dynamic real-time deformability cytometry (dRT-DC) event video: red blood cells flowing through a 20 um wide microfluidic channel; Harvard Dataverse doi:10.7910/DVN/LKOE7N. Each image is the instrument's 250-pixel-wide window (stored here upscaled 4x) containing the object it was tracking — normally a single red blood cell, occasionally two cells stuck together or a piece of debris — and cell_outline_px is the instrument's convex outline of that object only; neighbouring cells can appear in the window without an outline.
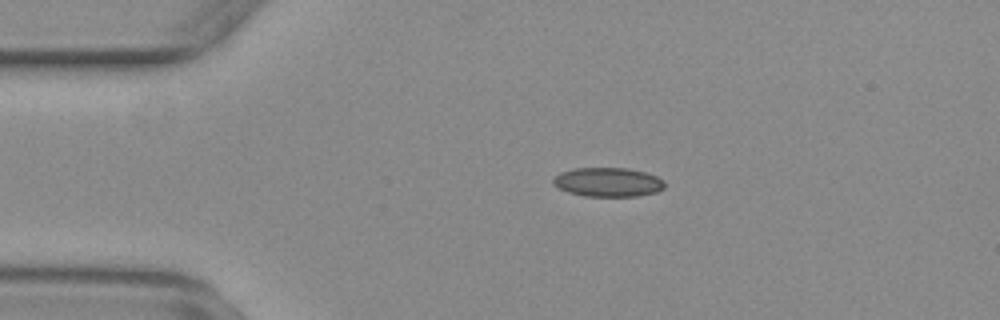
{"species": "common noctule bat (a hibernating species)", "species_latin": "Nyctalus noctula", "temperature_condition": "warm", "stored_images_in_passage": 49, "camera_frame_rate_fps": 3000, "um_per_image_px": 0.085, "animal": {"sex": "female", "body_mass_g": 29.2, "forearm_length_mm": 56.3}, "frame": {"image": 1, "passage_image": 5, "time_ms": 1.333, "image_size_px": [1000, 320], "cell_outline_px": [[664, 188], [656, 192], [636, 196], [584, 196], [568, 192], [552, 184], [552, 180], [560, 172], [576, 168], [624, 168], [644, 172], [656, 176], [664, 180]], "centroid_in_image_um": [51.67, 15.48], "position_along_channel_um": 33.3, "area_um2": 18.79}}
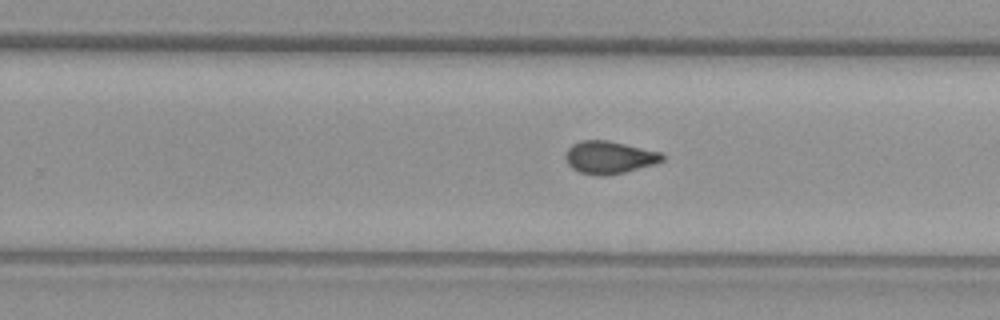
{"frame": {"image": 2, "passage_image": 28, "time_ms": 9.0, "image_size_px": [1000, 320], "cell_outline_px": [[664, 160], [652, 164], [624, 172], [604, 176], [596, 176], [580, 172], [572, 168], [564, 160], [564, 156], [568, 148], [572, 144], [580, 140], [608, 140], [660, 152], [664, 156]], "centroid_in_image_um": [51.72, 13.37], "position_along_channel_um": 278.1, "area_um2": 18.32}}
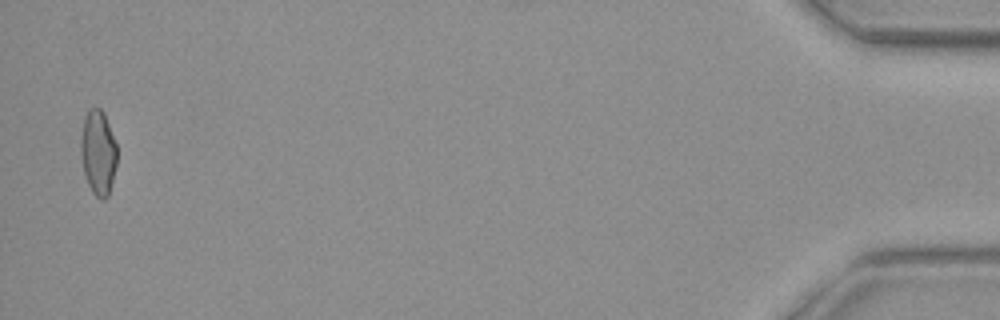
{"frame": {"image": 3, "passage_image": 48, "time_ms": 15.667, "image_size_px": [1000, 320], "cell_outline_px": [[116, 164], [108, 196], [104, 200], [100, 200], [92, 192], [84, 176], [80, 156], [80, 136], [84, 116], [88, 108], [100, 108], [104, 112], [116, 144]], "centroid_in_image_um": [8.31, 12.95], "position_along_channel_um": 426.9, "area_um2": 18.15}, "authors_computed_cell_mechanics": {"area_um2": 18.207, "velocity_mm_per_s": 3.7131, "shape_relaxation_time_tau1_ms": null, "shape_relaxation_time_tau2_ms": 1.6123, "deformation_change_tau1": null, "deformation_change_tau2": 0.075}}